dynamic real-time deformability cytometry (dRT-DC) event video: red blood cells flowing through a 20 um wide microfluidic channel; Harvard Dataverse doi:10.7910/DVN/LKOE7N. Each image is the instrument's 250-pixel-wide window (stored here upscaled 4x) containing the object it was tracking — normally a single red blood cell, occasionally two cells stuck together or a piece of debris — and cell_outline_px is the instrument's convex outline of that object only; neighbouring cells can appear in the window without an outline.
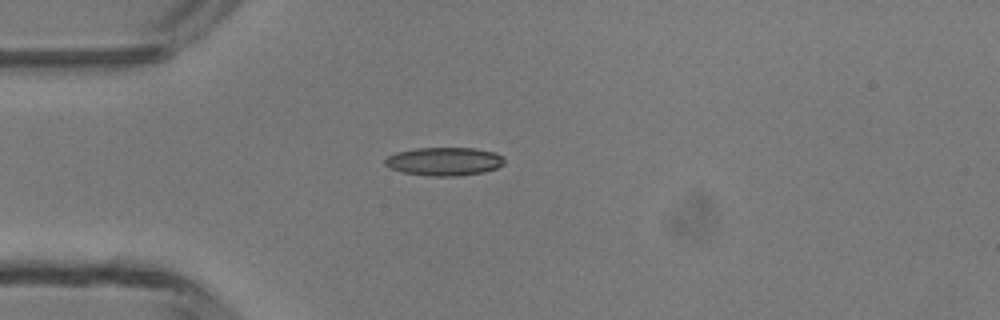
{"species": "common noctule bat (a hibernating species)", "species_latin": "Nyctalus noctula", "temperature_condition": "room temperature", "stored_images_in_passage": 35, "camera_frame_rate_fps": 3000, "um_per_image_px": 0.085, "animal": {"sex": "male", "body_mass_g": 13.3}, "frame": {"image": 1, "passage_image": 1, "time_ms": 0.0, "image_size_px": [1000, 320], "cell_outline_px": [[504, 164], [496, 168], [484, 172], [456, 176], [428, 176], [400, 172], [388, 168], [384, 164], [384, 160], [388, 156], [396, 152], [416, 148], [472, 148], [496, 152], [504, 160]], "centroid_in_image_um": [37.71, 13.73], "position_along_channel_um": 47.3, "area_um2": 19.83}}
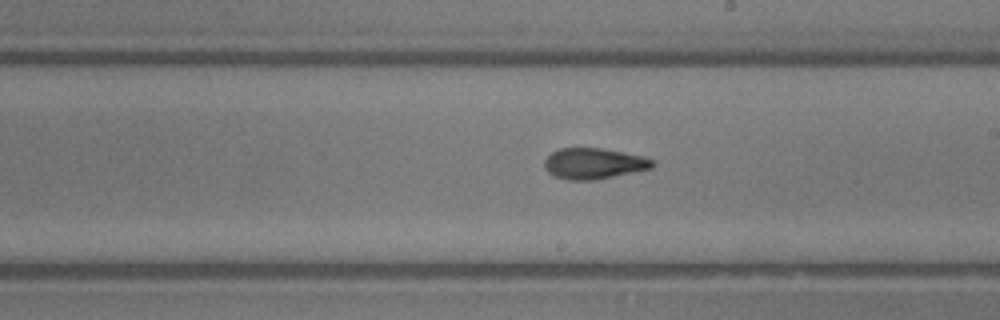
{"frame": {"image": 2, "passage_image": 15, "time_ms": 4.667, "image_size_px": [1000, 320], "cell_outline_px": [[656, 164], [652, 168], [596, 180], [568, 180], [552, 176], [544, 168], [544, 160], [552, 152], [560, 148], [600, 148], [644, 156], [652, 160]], "centroid_in_image_um": [50.45, 13.91], "position_along_channel_um": 238.5, "area_um2": 19.54}}
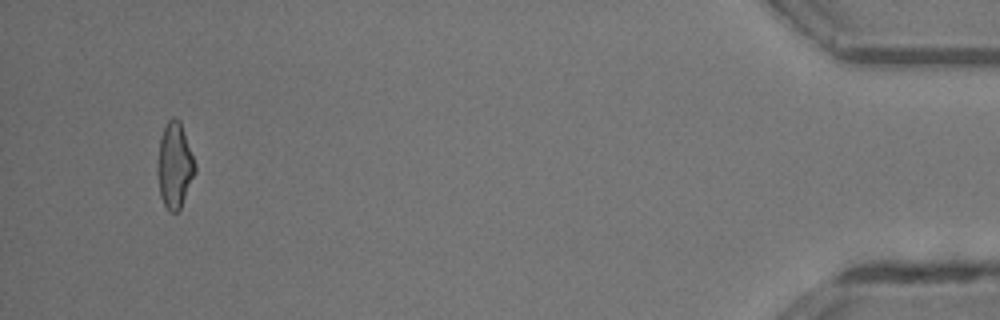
{"frame": {"image": 3, "passage_image": 33, "time_ms": 10.667, "image_size_px": [1000, 320], "cell_outline_px": [[196, 172], [180, 208], [176, 212], [168, 212], [160, 196], [156, 168], [156, 164], [160, 136], [168, 120], [172, 116], [180, 120], [196, 164]], "centroid_in_image_um": [14.83, 14.05], "position_along_channel_um": 420.4, "area_um2": 18.96}, "authors_computed_cell_mechanics": {"area_um2": 19.1896, "velocity_mm_per_s": 4.4013, "shape_relaxation_time_tau1_ms": null, "shape_relaxation_time_tau2_ms": 2.116, "deformation_change_tau1": null, "deformation_change_tau2": 0.0993}}